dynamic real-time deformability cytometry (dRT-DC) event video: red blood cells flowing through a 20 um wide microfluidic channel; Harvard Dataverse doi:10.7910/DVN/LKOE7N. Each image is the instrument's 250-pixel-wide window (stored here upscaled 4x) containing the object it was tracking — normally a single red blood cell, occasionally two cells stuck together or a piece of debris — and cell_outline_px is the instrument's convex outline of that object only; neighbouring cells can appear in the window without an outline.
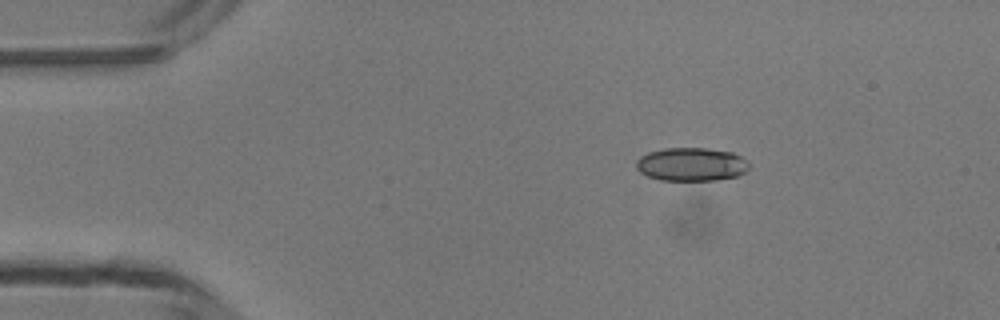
{"species": "common noctule bat (a hibernating species)", "species_latin": "Nyctalus noctula", "temperature_condition": "room temperature", "stored_images_in_passage": 4, "camera_frame_rate_fps": 3000, "um_per_image_px": 0.085, "animal": {"sex": "male", "body_mass_g": 13.3}, "frame": {"image": 1, "passage_image": 4, "time_ms": 4.333, "image_size_px": [1000, 320], "cell_outline_px": [[748, 168], [744, 172], [736, 176], [716, 180], [660, 180], [648, 176], [640, 172], [636, 168], [636, 160], [640, 156], [648, 152], [664, 148], [704, 148], [732, 152], [740, 156], [748, 164]], "centroid_in_image_um": [58.72, 13.96], "position_along_channel_um": 26.3, "area_um2": 21.85}}